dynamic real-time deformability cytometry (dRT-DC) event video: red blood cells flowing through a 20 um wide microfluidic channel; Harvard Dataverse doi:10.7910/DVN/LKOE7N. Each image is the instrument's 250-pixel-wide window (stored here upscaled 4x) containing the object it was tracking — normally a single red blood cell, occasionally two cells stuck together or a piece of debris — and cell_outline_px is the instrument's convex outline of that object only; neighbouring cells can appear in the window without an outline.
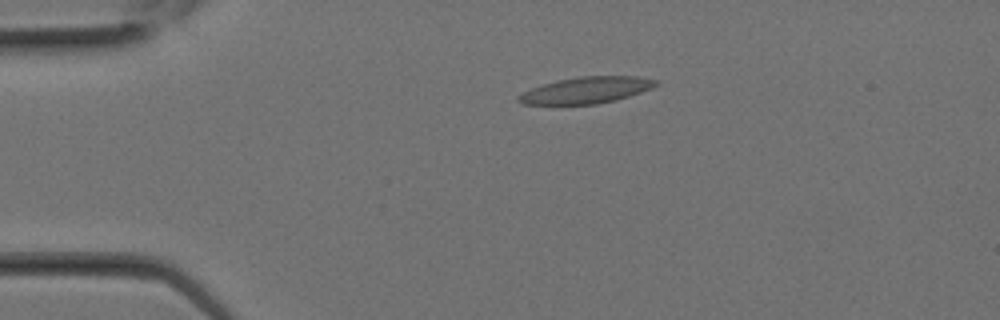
{"species": "Egyptian fruit bat (a non-hibernating species)", "species_latin": "Rousettus aegyptiacus", "temperature_condition": "room temperature", "stored_images_in_passage": 10, "camera_frame_rate_fps": 3000, "um_per_image_px": 0.085, "animal": {"sex": "female"}, "frame": {"image": 1, "passage_image": 6, "time_ms": 1.667, "image_size_px": [1000, 320], "cell_outline_px": [[660, 84], [652, 88], [616, 100], [596, 104], [524, 104], [516, 100], [516, 96], [532, 88], [556, 80], [580, 76], [636, 76], [660, 80]], "centroid_in_image_um": [49.87, 7.65], "position_along_channel_um": 35.1, "area_um2": 21.15}}
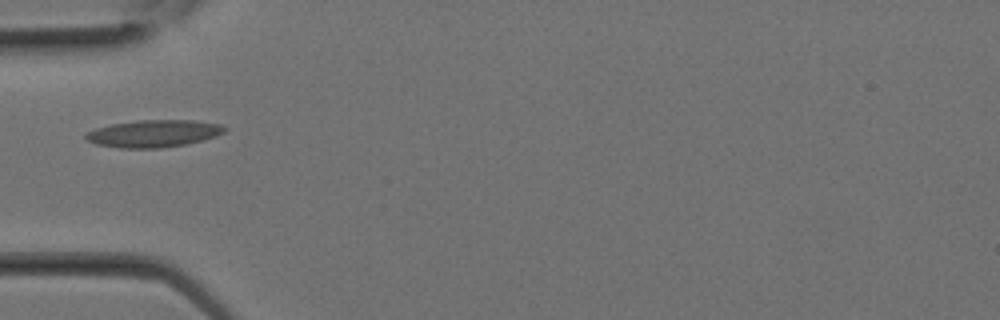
{"frame": {"image": 2, "passage_image": 9, "time_ms": 2.667, "image_size_px": [1000, 320], "cell_outline_px": [[228, 128], [224, 132], [216, 136], [184, 144], [160, 148], [120, 148], [96, 144], [88, 140], [84, 136], [88, 132], [96, 128], [112, 124], [136, 120], [192, 120], [220, 124]], "centroid_in_image_um": [13.06, 11.34], "position_along_channel_um": 71.9, "area_um2": 21.85}}